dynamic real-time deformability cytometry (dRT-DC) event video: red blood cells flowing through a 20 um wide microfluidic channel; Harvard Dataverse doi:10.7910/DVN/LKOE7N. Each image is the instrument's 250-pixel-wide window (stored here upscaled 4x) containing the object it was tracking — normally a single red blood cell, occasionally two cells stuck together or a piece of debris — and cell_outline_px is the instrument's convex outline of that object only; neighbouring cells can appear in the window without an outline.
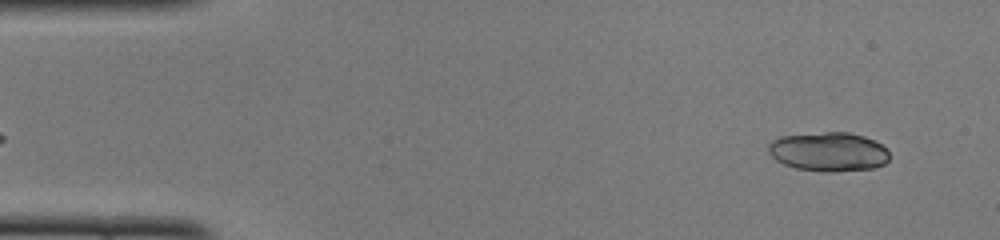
{"species": "common noctule bat (a hibernating species)", "species_latin": "Nyctalus noctula", "temperature_condition": "cold", "stored_images_in_passage": 46, "camera_frame_rate_fps": 3000, "um_per_image_px": 0.085, "animal": {"sex": "female", "body_mass_g": 22.0, "forearm_length_mm": 56.7}, "frame": {"image": 1, "passage_image": 2, "time_ms": 0.333, "image_size_px": [1000, 240], "cell_outline_px": [[888, 160], [884, 164], [872, 168], [832, 172], [824, 172], [796, 168], [784, 164], [776, 160], [768, 152], [768, 144], [772, 140], [780, 136], [824, 132], [848, 132], [864, 136], [876, 140], [888, 152]], "centroid_in_image_um": [70.41, 12.89], "position_along_channel_um": 14.6, "area_um2": 27.63}}
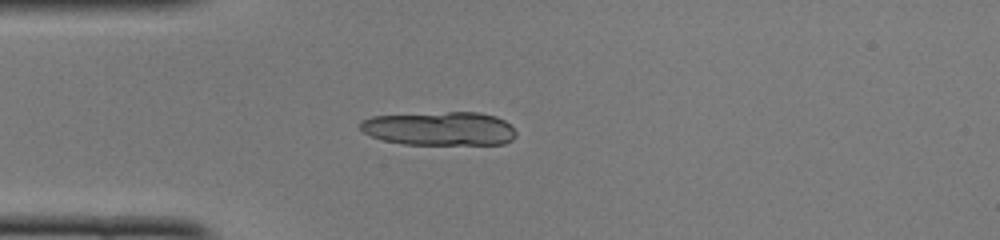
{"frame": {"image": 2, "passage_image": 11, "time_ms": 3.333, "image_size_px": [1000, 240], "cell_outline_px": [[516, 136], [512, 140], [504, 144], [404, 144], [384, 140], [372, 136], [364, 132], [360, 128], [360, 120], [372, 116], [448, 112], [480, 112], [496, 116], [504, 120], [516, 132]], "centroid_in_image_um": [37.38, 10.93], "position_along_channel_um": 47.6, "area_um2": 30.58}}